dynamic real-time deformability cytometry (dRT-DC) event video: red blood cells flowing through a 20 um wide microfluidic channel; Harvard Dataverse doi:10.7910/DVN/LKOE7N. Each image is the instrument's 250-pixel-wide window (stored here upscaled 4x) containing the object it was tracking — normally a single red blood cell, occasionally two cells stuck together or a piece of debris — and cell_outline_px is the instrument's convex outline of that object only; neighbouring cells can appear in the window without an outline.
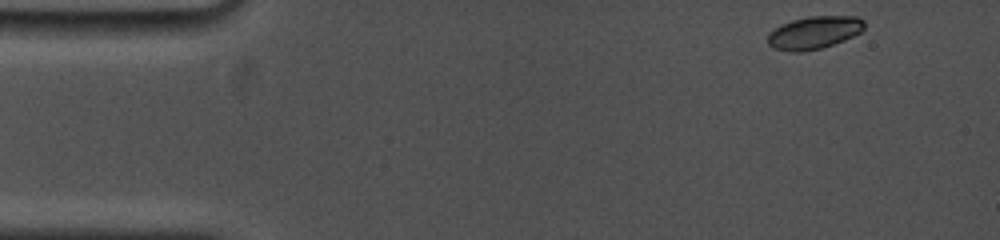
{"species": "common noctule bat (a hibernating species)", "species_latin": "Nyctalus noctula", "temperature_condition": "cold", "stored_images_in_passage": 31, "camera_frame_rate_fps": 5000, "um_per_image_px": 0.085, "animal": {"sex": "female", "body_mass_g": 19.0, "forearm_length_mm": 53.3}, "frame": {"image": 1, "passage_image": 1, "time_ms": 0.0, "image_size_px": [1000, 240], "cell_outline_px": [[864, 28], [860, 32], [844, 40], [820, 48], [804, 52], [792, 52], [772, 48], [768, 44], [768, 32], [792, 20], [808, 16], [856, 16], [864, 20]], "centroid_in_image_um": [69.19, 2.77], "position_along_channel_um": 15.8, "area_um2": 18.32}}
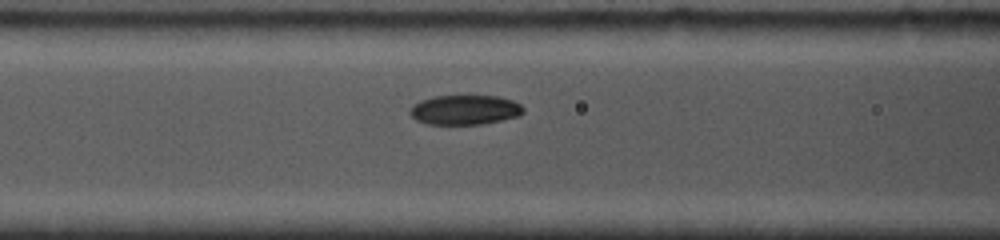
{"frame": {"image": 2, "passage_image": 18, "time_ms": 5.6, "image_size_px": [1000, 240], "cell_outline_px": [[524, 112], [520, 116], [480, 124], [428, 124], [416, 120], [408, 112], [412, 104], [420, 100], [432, 96], [496, 96], [512, 100], [520, 104], [524, 108]], "centroid_in_image_um": [39.49, 9.33], "position_along_channel_um": 127.1, "area_um2": 19.65}}
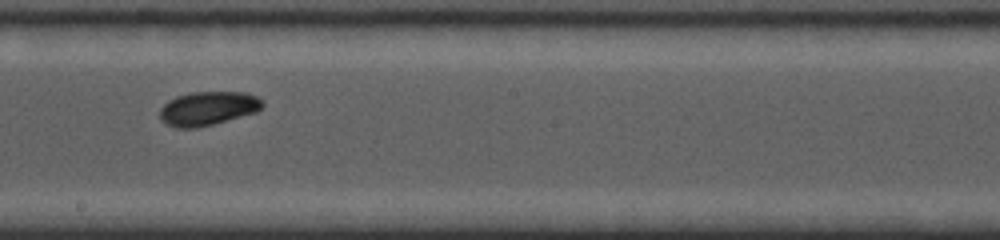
{"frame": {"image": 3, "passage_image": 27, "time_ms": 8.4, "image_size_px": [1000, 240], "cell_outline_px": [[264, 104], [256, 112], [212, 124], [196, 128], [176, 128], [160, 120], [160, 108], [168, 100], [176, 96], [192, 92], [244, 92], [256, 96], [264, 100]], "centroid_in_image_um": [17.66, 9.21], "position_along_channel_um": 230.5, "area_um2": 20.23}}